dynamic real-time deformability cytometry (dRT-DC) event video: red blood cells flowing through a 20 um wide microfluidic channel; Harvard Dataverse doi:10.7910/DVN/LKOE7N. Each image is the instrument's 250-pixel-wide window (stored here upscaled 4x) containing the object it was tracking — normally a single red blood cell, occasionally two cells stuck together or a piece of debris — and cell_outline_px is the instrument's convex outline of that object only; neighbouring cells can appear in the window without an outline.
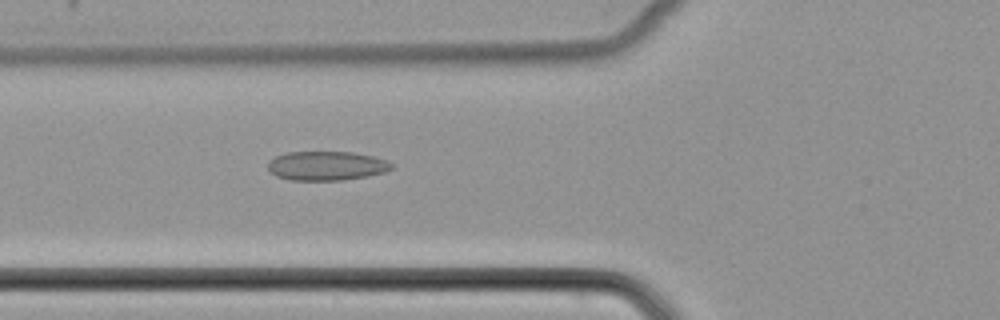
{"species": "common noctule bat (a hibernating species)", "species_latin": "Nyctalus noctula", "temperature_condition": "cold", "stored_images_in_passage": 52, "camera_frame_rate_fps": 3000, "um_per_image_px": 0.085, "animal": {"sex": "female", "body_mass_g": 22.7, "forearm_length_mm": 54.2}, "frame": {"image": 1, "passage_image": 20, "time_ms": 6.333, "image_size_px": [1000, 320], "cell_outline_px": [[392, 168], [384, 172], [364, 176], [340, 180], [288, 180], [276, 176], [268, 168], [268, 160], [276, 156], [288, 152], [352, 152], [372, 156], [388, 160], [392, 164]], "centroid_in_image_um": [27.72, 14.09], "position_along_channel_um": 98.1, "area_um2": 20.87}}
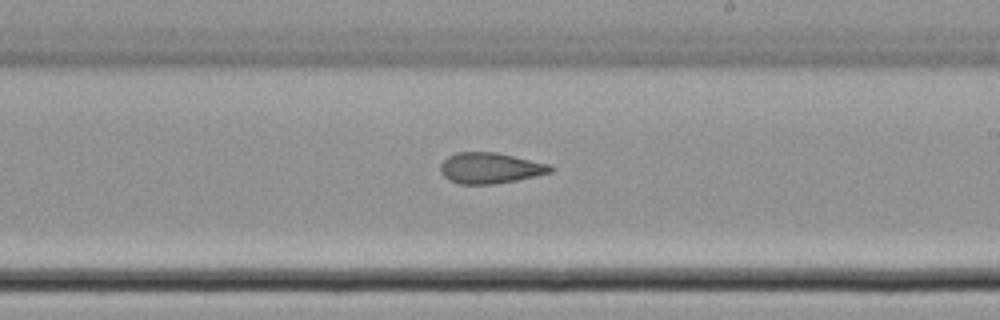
{"frame": {"image": 2, "passage_image": 31, "time_ms": 10.0, "image_size_px": [1000, 320], "cell_outline_px": [[556, 168], [552, 172], [516, 180], [496, 184], [460, 184], [444, 176], [440, 172], [440, 164], [448, 156], [456, 152], [496, 152], [552, 164]], "centroid_in_image_um": [41.71, 14.27], "position_along_channel_um": 247.3, "area_um2": 19.88}}
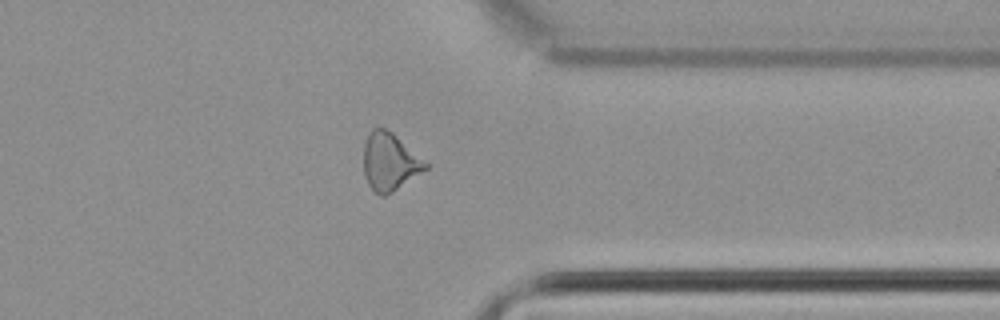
{"frame": {"image": 3, "passage_image": 41, "time_ms": 13.333, "image_size_px": [1000, 320], "cell_outline_px": [[432, 164], [428, 168], [392, 192], [384, 196], [380, 196], [368, 184], [364, 176], [364, 144], [372, 128], [384, 128], [392, 132]], "centroid_in_image_um": [33.17, 13.74], "position_along_channel_um": 378.2, "area_um2": 20.92}}